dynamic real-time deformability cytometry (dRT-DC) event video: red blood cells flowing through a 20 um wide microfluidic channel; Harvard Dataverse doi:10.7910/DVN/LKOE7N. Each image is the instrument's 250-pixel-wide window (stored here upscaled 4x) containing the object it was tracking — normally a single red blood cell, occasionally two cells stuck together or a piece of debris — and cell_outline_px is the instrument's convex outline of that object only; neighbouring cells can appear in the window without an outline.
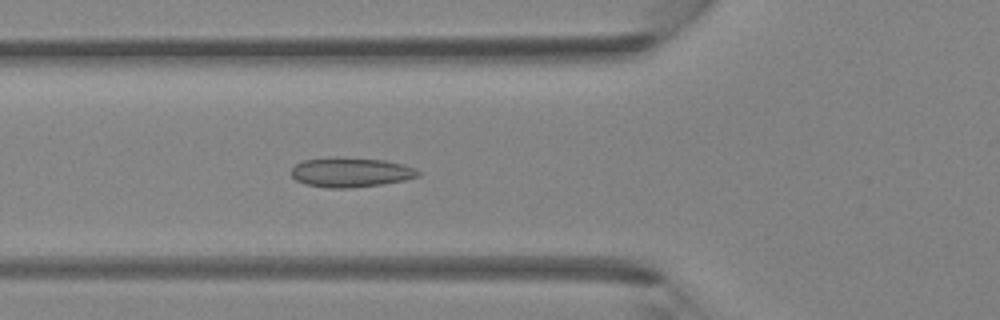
{"species": "Egyptian fruit bat (a non-hibernating species)", "species_latin": "Rousettus aegyptiacus", "temperature_condition": "room temperature", "stored_images_in_passage": 44, "camera_frame_rate_fps": 3000, "um_per_image_px": 0.085, "animal": {"sex": "female"}, "frame": {"image": 1, "passage_image": 16, "time_ms": 5.0, "image_size_px": [1000, 320], "cell_outline_px": [[420, 176], [404, 180], [380, 184], [352, 188], [328, 188], [304, 184], [296, 180], [292, 176], [292, 168], [296, 164], [304, 160], [332, 156], [344, 156], [384, 160], [404, 164], [416, 168], [420, 172]], "centroid_in_image_um": [29.81, 14.63], "position_along_channel_um": 96.0, "area_um2": 22.25}}
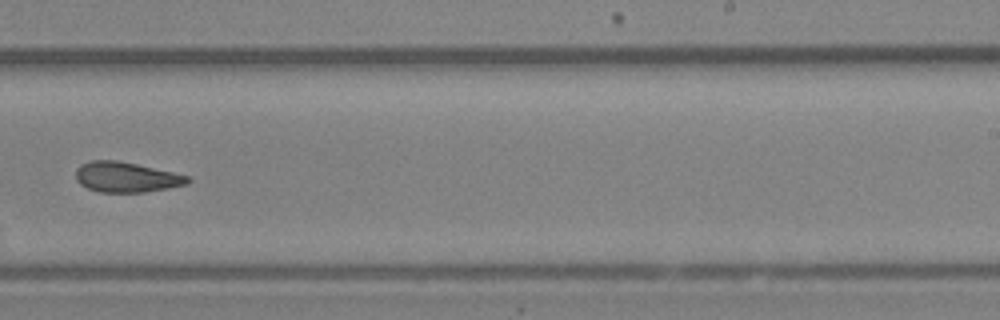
{"frame": {"image": 2, "passage_image": 28, "time_ms": 9.0, "image_size_px": [1000, 320], "cell_outline_px": [[192, 180], [188, 184], [168, 188], [144, 192], [100, 192], [88, 188], [80, 184], [76, 180], [76, 168], [80, 164], [88, 160], [116, 160], [136, 164], [172, 172], [188, 176]], "centroid_in_image_um": [10.71, 15.05], "position_along_channel_um": 278.3, "area_um2": 19.71}}
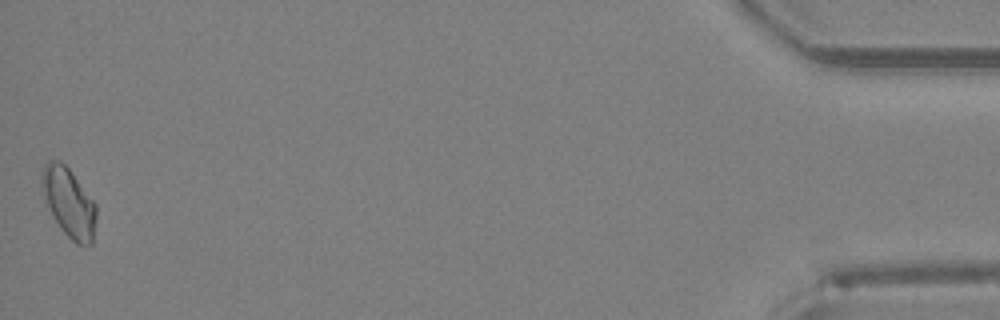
{"frame": {"image": 3, "passage_image": 44, "time_ms": 14.333, "image_size_px": [1000, 320], "cell_outline_px": [[96, 216], [92, 244], [76, 244], [60, 228], [52, 216], [44, 196], [40, 184], [40, 176], [44, 164], [48, 160], [60, 160], [68, 168], [96, 204]], "centroid_in_image_um": [5.83, 17.19], "position_along_channel_um": 429.4, "area_um2": 21.79}}